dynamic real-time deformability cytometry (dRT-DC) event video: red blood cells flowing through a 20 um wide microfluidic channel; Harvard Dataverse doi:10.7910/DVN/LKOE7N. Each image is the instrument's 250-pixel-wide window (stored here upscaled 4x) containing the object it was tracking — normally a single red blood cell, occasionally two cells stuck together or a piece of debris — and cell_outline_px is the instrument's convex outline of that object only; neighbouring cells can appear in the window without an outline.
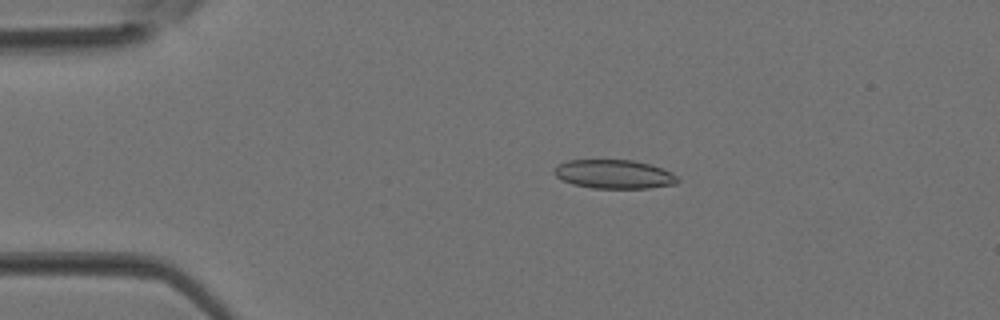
{"species": "Egyptian fruit bat (a non-hibernating species)", "species_latin": "Rousettus aegyptiacus", "temperature_condition": "room temperature", "stored_images_in_passage": 3, "camera_frame_rate_fps": 3000, "um_per_image_px": 0.085, "animal": {"sex": "female"}, "frame": {"image": 1, "passage_image": 2, "time_ms": 0.333, "image_size_px": [1000, 320], "cell_outline_px": [[680, 180], [676, 184], [648, 188], [592, 188], [572, 184], [556, 176], [552, 172], [560, 164], [568, 160], [632, 160], [664, 168], [672, 172]], "centroid_in_image_um": [52.23, 14.81], "position_along_channel_um": 32.8, "area_um2": 20.69}}